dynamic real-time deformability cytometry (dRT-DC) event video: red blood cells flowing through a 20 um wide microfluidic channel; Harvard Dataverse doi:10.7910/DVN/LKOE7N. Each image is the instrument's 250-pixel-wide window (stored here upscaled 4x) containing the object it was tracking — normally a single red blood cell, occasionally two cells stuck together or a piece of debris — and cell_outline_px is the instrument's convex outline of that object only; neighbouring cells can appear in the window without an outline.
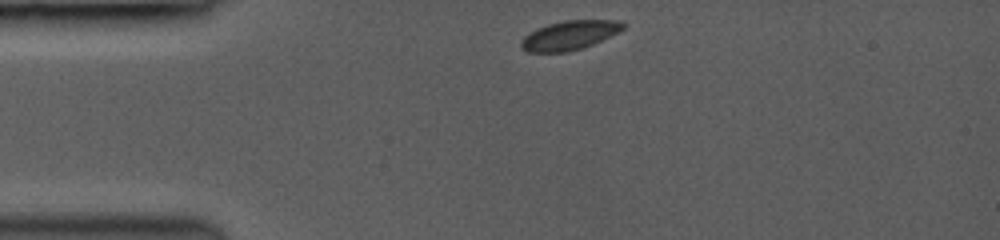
{"species": "common noctule bat (a hibernating species)", "species_latin": "Nyctalus noctula", "temperature_condition": "room temperature", "stored_images_in_passage": 3, "camera_frame_rate_fps": 3000, "um_per_image_px": 0.085, "animal": {"sex": "female", "body_mass_g": 19.0, "forearm_length_mm": 53.3}, "frame": {"image": 1, "passage_image": 1, "time_ms": 0.0, "image_size_px": [1000, 240], "cell_outline_px": [[624, 28], [592, 44], [568, 52], [528, 52], [520, 48], [520, 40], [528, 32], [536, 28], [548, 24], [564, 20], [620, 20], [624, 24]], "centroid_in_image_um": [48.32, 2.99], "position_along_channel_um": 36.7, "area_um2": 17.22}}